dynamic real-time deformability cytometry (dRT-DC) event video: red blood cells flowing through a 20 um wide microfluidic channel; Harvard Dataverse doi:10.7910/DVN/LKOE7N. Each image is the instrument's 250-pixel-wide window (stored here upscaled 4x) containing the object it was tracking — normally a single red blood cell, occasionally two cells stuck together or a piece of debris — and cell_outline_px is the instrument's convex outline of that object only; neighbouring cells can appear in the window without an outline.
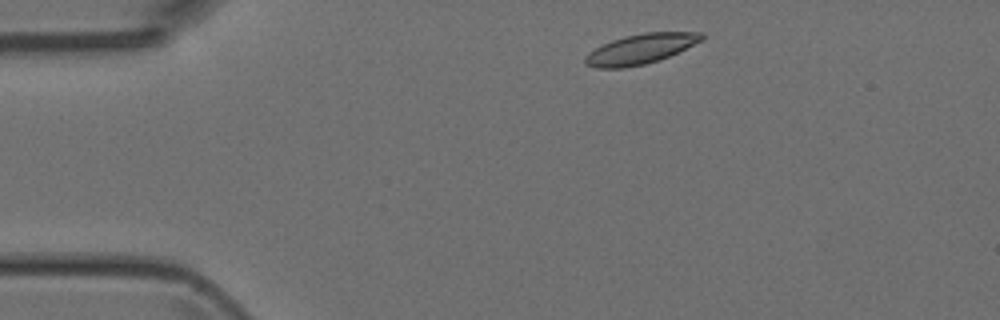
{"species": "Egyptian fruit bat (a non-hibernating species)", "species_latin": "Rousettus aegyptiacus", "temperature_condition": "room temperature", "stored_images_in_passage": 4, "camera_frame_rate_fps": 3000, "um_per_image_px": 0.085, "animal": {"sex": "female"}, "frame": {"image": 1, "passage_image": 1, "time_ms": 0.0, "image_size_px": [1000, 320], "cell_outline_px": [[704, 40], [660, 60], [644, 64], [624, 68], [596, 68], [584, 64], [584, 56], [588, 52], [612, 40], [624, 36], [644, 32], [704, 32]], "centroid_in_image_um": [54.45, 4.16], "position_along_channel_um": 30.5, "area_um2": 20.46}}
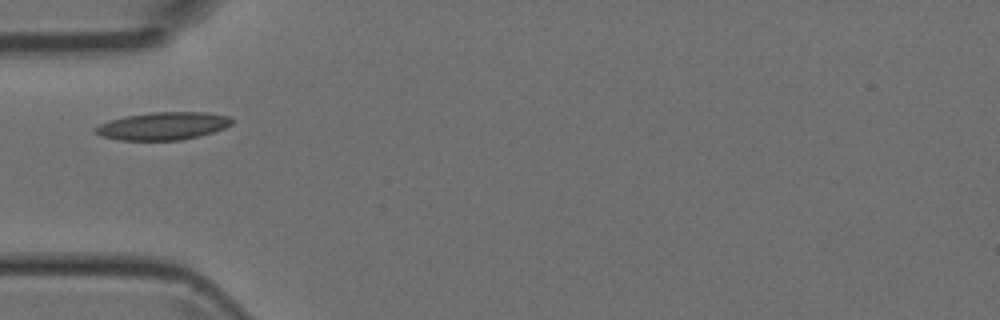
{"frame": {"image": 2, "passage_image": 3, "time_ms": 2.333, "image_size_px": [1000, 320], "cell_outline_px": [[232, 124], [224, 128], [200, 136], [180, 140], [120, 140], [100, 136], [92, 132], [92, 128], [100, 124], [124, 116], [152, 112], [208, 112], [228, 116], [232, 120]], "centroid_in_image_um": [13.82, 10.71], "position_along_channel_um": 71.2, "area_um2": 22.14}}
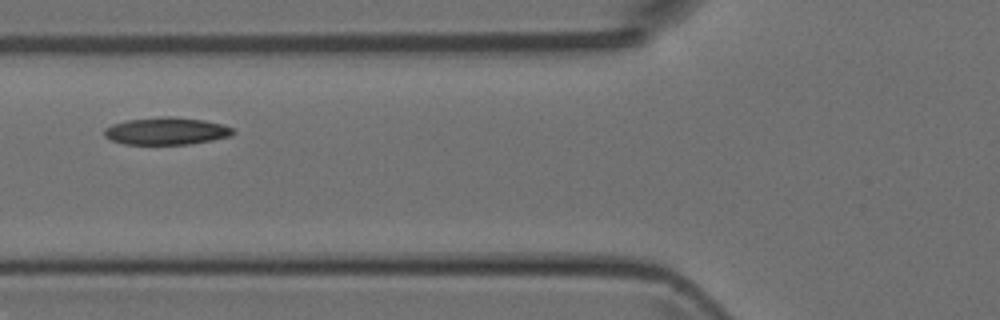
{"frame": {"image": 3, "passage_image": 4, "time_ms": 3.333, "image_size_px": [1000, 320], "cell_outline_px": [[236, 132], [232, 136], [192, 144], [124, 144], [112, 140], [104, 136], [104, 128], [112, 124], [128, 120], [160, 116], [168, 116], [204, 120], [224, 124], [232, 128]], "centroid_in_image_um": [14.17, 11.14], "position_along_channel_um": 111.6, "area_um2": 20.63}}